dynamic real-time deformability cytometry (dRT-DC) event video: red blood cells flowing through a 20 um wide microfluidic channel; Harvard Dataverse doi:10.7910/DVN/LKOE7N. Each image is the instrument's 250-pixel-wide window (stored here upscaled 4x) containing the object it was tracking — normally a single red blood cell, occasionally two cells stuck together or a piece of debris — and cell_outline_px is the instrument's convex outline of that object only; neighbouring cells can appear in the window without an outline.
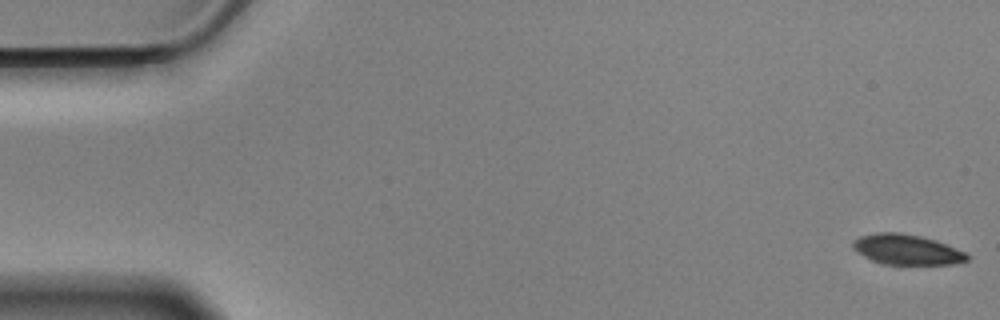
{"species": "Egyptian fruit bat (a non-hibernating species)", "species_latin": "Rousettus aegyptiacus", "temperature_condition": "cold", "stored_images_in_passage": 58, "camera_frame_rate_fps": 3000, "um_per_image_px": 0.085, "animal": {"sex": "male"}, "frame": {"image": 1, "passage_image": 1, "time_ms": 0.0, "image_size_px": [1000, 320], "cell_outline_px": [[968, 260], [952, 264], [888, 264], [872, 260], [856, 252], [852, 248], [852, 240], [860, 236], [876, 232], [900, 232], [920, 236], [936, 240], [964, 252], [968, 256]], "centroid_in_image_um": [77.02, 21.2], "position_along_channel_um": 8.0, "area_um2": 20.0}}
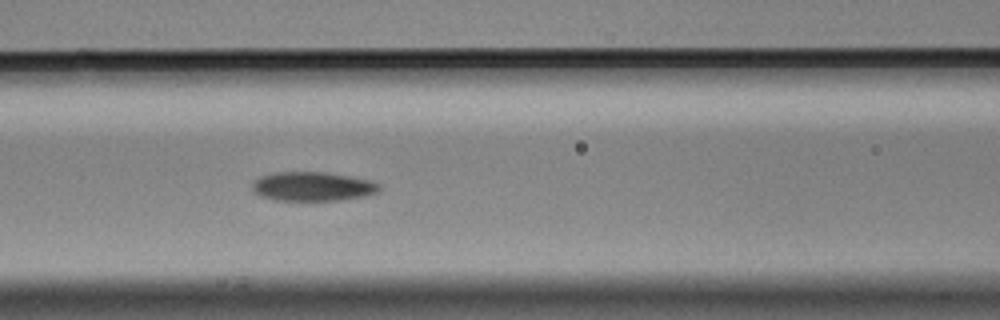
{"frame": {"image": 2, "passage_image": 24, "time_ms": 7.667, "image_size_px": [1000, 320], "cell_outline_px": [[380, 188], [376, 192], [364, 196], [336, 200], [276, 200], [260, 196], [252, 188], [252, 184], [260, 176], [276, 172], [324, 172], [348, 176], [368, 180], [380, 184]], "centroid_in_image_um": [26.54, 15.84], "position_along_channel_um": 140.1, "area_um2": 21.21}}
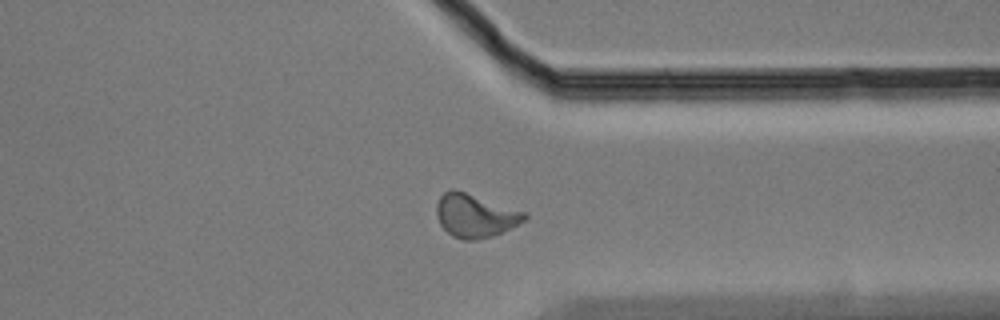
{"frame": {"image": 3, "passage_image": 44, "time_ms": 14.333, "image_size_px": [1000, 320], "cell_outline_px": [[528, 216], [524, 220], [492, 236], [476, 240], [464, 240], [452, 236], [440, 224], [436, 212], [436, 204], [440, 196], [444, 192], [452, 188], [524, 212]], "centroid_in_image_um": [40.32, 18.33], "position_along_channel_um": 371.1, "area_um2": 21.62}, "authors_computed_cell_mechanics": {"area_um2": 20.8658, "velocity_mm_per_s": 3.4982, "shape_relaxation_time_tau1_ms": 7.2616, "shape_relaxation_time_tau2_ms": 3.4116, "deformation_change_tau1": 0.1474, "deformation_change_tau2": 0.098}}